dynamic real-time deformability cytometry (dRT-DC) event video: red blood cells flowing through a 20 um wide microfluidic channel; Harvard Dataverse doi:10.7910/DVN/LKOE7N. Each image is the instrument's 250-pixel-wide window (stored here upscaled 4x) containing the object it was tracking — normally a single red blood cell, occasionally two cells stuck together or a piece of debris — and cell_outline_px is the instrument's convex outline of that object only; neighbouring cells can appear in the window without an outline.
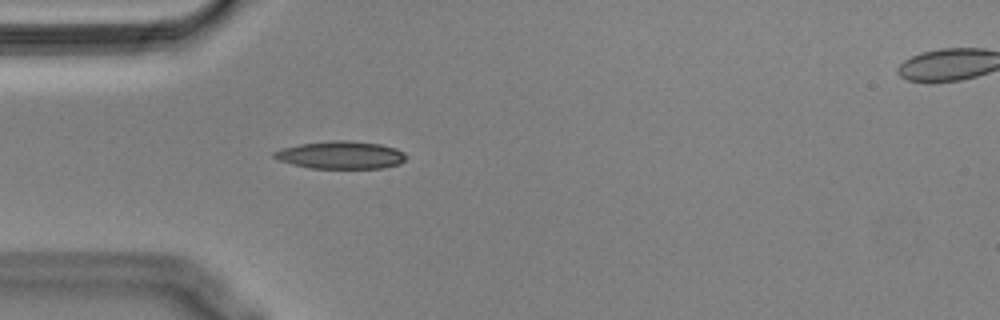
{"species": "Egyptian fruit bat (a non-hibernating species)", "species_latin": "Rousettus aegyptiacus", "temperature_condition": "cold", "stored_images_in_passage": 14, "camera_frame_rate_fps": 3000, "um_per_image_px": 0.085, "animal": {"sex": "male"}, "frame": {"image": 1, "passage_image": 7, "time_ms": 2.0, "image_size_px": [1000, 320], "cell_outline_px": [[408, 156], [400, 164], [384, 168], [308, 168], [292, 164], [280, 160], [272, 156], [272, 152], [280, 148], [300, 144], [332, 140], [348, 140], [380, 144], [396, 148], [404, 152]], "centroid_in_image_um": [28.97, 13.17], "position_along_channel_um": 56.0, "area_um2": 21.44}}